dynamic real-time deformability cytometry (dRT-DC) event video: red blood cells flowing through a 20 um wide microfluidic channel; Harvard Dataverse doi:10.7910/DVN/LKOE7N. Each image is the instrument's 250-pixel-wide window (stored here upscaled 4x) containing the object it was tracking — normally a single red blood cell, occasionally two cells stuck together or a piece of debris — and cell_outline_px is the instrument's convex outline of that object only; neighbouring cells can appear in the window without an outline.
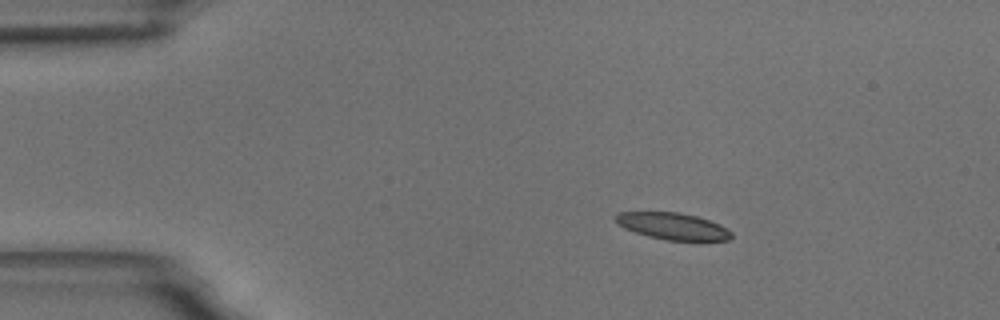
{"species": "common noctule bat (a hibernating species)", "species_latin": "Nyctalus noctula", "temperature_condition": "room temperature", "stored_images_in_passage": 47, "camera_frame_rate_fps": 3000, "um_per_image_px": 0.085, "animal": {"sex": "male", "body_mass_g": 18.8}, "frame": {"image": 1, "passage_image": 1, "time_ms": 0.0, "image_size_px": [1000, 320], "cell_outline_px": [[732, 236], [728, 240], [668, 240], [648, 236], [624, 228], [616, 220], [616, 212], [680, 212], [696, 216], [720, 224], [728, 228], [732, 232]], "centroid_in_image_um": [57.22, 19.22], "position_along_channel_um": 27.8, "area_um2": 17.86}}
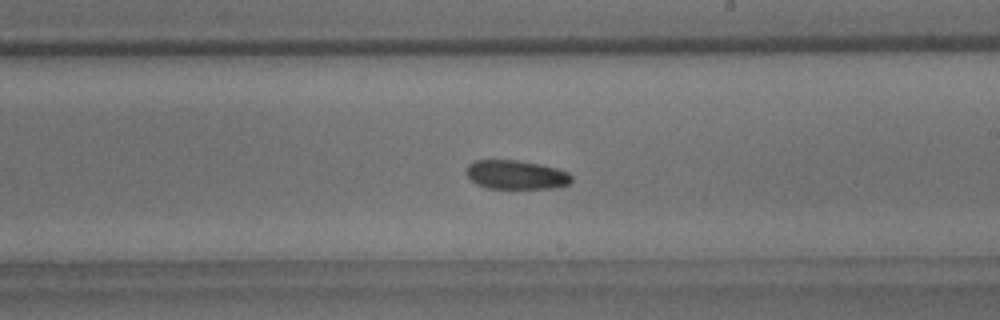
{"frame": {"image": 2, "passage_image": 24, "time_ms": 7.667, "image_size_px": [1000, 320], "cell_outline_px": [[572, 180], [568, 184], [556, 188], [488, 188], [476, 184], [464, 172], [468, 164], [476, 160], [516, 160], [540, 164], [556, 168], [568, 172], [572, 176]], "centroid_in_image_um": [43.86, 14.85], "position_along_channel_um": 245.1, "area_um2": 17.8}}
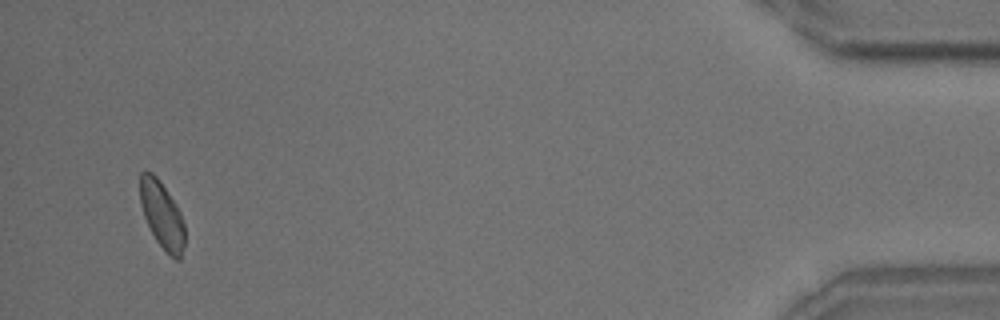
{"frame": {"image": 3, "passage_image": 45, "time_ms": 14.667, "image_size_px": [1000, 320], "cell_outline_px": [[184, 244], [180, 260], [176, 260], [168, 256], [156, 240], [144, 216], [140, 204], [140, 172], [152, 172], [156, 176], [176, 204], [180, 212], [184, 224]], "centroid_in_image_um": [13.77, 18.3], "position_along_channel_um": 421.4, "area_um2": 17.34}, "authors_computed_cell_mechanics": {"area_um2": 18.207, "velocity_mm_per_s": 3.6314, "shape_relaxation_time_tau1_ms": 7.3181, "shape_relaxation_time_tau2_ms": 4.737, "deformation_change_tau1": 0.1184, "deformation_change_tau2": 0.0777}}